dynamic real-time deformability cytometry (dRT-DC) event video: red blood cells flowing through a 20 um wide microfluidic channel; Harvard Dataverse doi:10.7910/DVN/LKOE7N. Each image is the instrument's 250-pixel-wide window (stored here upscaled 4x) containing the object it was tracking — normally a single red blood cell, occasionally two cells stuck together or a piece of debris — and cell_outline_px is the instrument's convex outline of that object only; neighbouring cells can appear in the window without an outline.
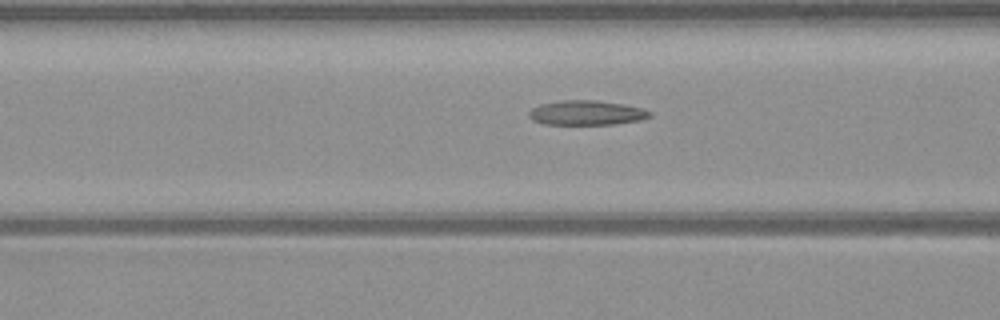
{"species": "common noctule bat (a hibernating species)", "species_latin": "Nyctalus noctula", "temperature_condition": "warm", "stored_images_in_passage": 18, "camera_frame_rate_fps": 3000, "um_per_image_px": 0.085, "animal": {"sex": "male", "body_mass_g": 23.1, "forearm_length_mm": 52.7}, "frame": {"image": 1, "passage_image": 16, "time_ms": 5.0, "image_size_px": [1000, 320], "cell_outline_px": [[652, 116], [644, 120], [612, 124], [544, 124], [532, 120], [528, 116], [528, 112], [532, 108], [540, 104], [564, 100], [596, 100], [624, 104], [644, 108], [652, 112]], "centroid_in_image_um": [49.9, 9.59], "position_along_channel_um": 116.7, "area_um2": 17.51}}